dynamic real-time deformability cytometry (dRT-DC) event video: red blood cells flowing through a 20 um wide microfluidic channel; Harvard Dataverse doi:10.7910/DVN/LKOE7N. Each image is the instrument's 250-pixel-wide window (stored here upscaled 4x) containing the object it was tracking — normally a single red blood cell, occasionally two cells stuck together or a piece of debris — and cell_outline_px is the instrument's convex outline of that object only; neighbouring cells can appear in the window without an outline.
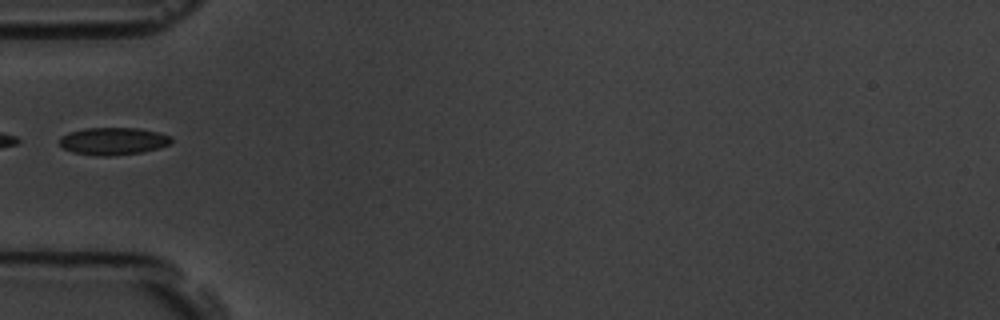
{"species": "common noctule bat (a hibernating species)", "species_latin": "Nyctalus noctula", "temperature_condition": "room temperature", "stored_images_in_passage": 4, "camera_frame_rate_fps": 3000, "um_per_image_px": 0.085, "animal": {"sex": "male", "body_mass_g": 19.5, "forearm_length_mm": 54.6}, "frame": {"image": 1, "passage_image": 4, "time_ms": 4.333, "image_size_px": [1000, 320], "cell_outline_px": [[172, 140], [168, 144], [160, 148], [140, 152], [108, 156], [100, 156], [72, 152], [64, 148], [60, 144], [60, 136], [68, 132], [84, 128], [140, 128], [172, 136]], "centroid_in_image_um": [9.6, 11.99], "position_along_channel_um": 75.4, "area_um2": 17.8}}